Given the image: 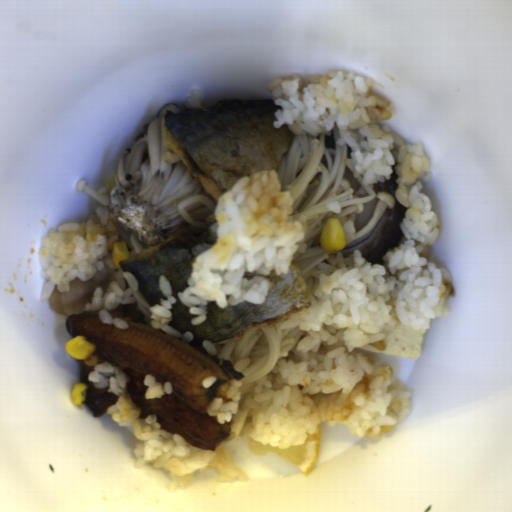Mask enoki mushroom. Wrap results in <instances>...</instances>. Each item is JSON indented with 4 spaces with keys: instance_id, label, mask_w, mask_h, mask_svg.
Segmentation results:
<instances>
[{
    "instance_id": "6f350940",
    "label": "enoki mushroom",
    "mask_w": 512,
    "mask_h": 512,
    "mask_svg": "<svg viewBox=\"0 0 512 512\" xmlns=\"http://www.w3.org/2000/svg\"><path fill=\"white\" fill-rule=\"evenodd\" d=\"M136 303L137 308L143 312L144 315V324H151V316L152 311L150 307H153L148 299L144 296V294L140 291V289H134V301L133 304Z\"/></svg>"
},
{
    "instance_id": "6df1b440",
    "label": "enoki mushroom",
    "mask_w": 512,
    "mask_h": 512,
    "mask_svg": "<svg viewBox=\"0 0 512 512\" xmlns=\"http://www.w3.org/2000/svg\"><path fill=\"white\" fill-rule=\"evenodd\" d=\"M304 333L299 326L282 329L279 323L274 327L255 326L243 331L240 338L214 345V356L230 360L236 371L244 375L239 379L240 402L229 420L230 433L222 442L236 438L248 416L247 398L254 393L256 383L272 372L280 357L290 354Z\"/></svg>"
},
{
    "instance_id": "cea9216a",
    "label": "enoki mushroom",
    "mask_w": 512,
    "mask_h": 512,
    "mask_svg": "<svg viewBox=\"0 0 512 512\" xmlns=\"http://www.w3.org/2000/svg\"><path fill=\"white\" fill-rule=\"evenodd\" d=\"M325 135L294 134L290 149L275 167L280 188L291 197V214L303 218L302 252L293 256L311 293L318 280L314 272L319 263L328 262L329 251L321 248L324 224L330 218L340 222L346 244L373 231L395 199L388 193L374 192L364 185L362 176H355L351 147L335 144V151L325 145ZM377 201L371 221L356 232L354 219L363 210V201Z\"/></svg>"
}]
</instances>
